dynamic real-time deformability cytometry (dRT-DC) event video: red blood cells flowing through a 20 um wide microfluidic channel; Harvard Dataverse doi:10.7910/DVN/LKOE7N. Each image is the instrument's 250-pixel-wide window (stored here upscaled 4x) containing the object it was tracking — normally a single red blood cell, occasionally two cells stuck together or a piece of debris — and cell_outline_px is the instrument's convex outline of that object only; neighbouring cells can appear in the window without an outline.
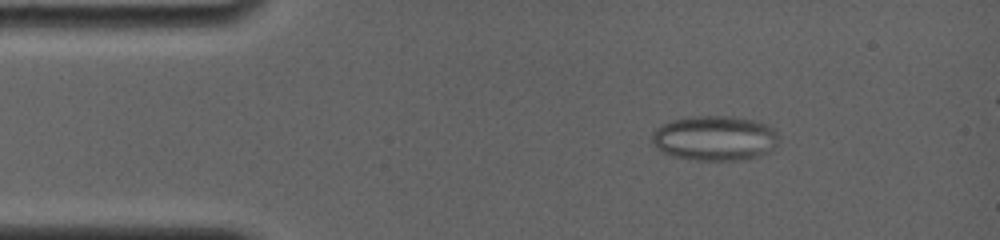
{"species": "common noctule bat (a hibernating species)", "species_latin": "Nyctalus noctula", "temperature_condition": "room temperature", "stored_images_in_passage": 9, "camera_frame_rate_fps": 4000, "um_per_image_px": 0.085, "animal": {"sex": "female", "body_mass_g": 19.0, "forearm_length_mm": 56.7}, "frame": {"image": 1, "passage_image": 1, "time_ms": 0.0, "image_size_px": [1000, 240], "cell_outline_px": [[780, 140], [768, 152], [756, 156], [740, 160], [696, 160], [668, 156], [656, 148], [652, 144], [652, 132], [656, 128], [672, 120], [692, 116], [732, 116], [752, 120], [768, 124], [776, 132]], "centroid_in_image_um": [60.72, 11.75], "position_along_channel_um": 24.3, "area_um2": 33.35}}
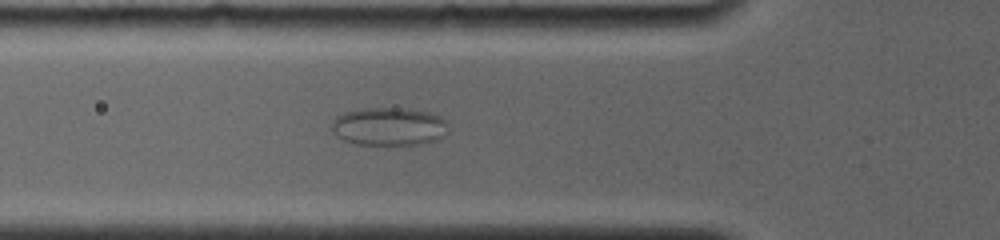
{"frame": {"image": 2, "passage_image": 7, "time_ms": 3.5, "image_size_px": [1000, 240], "cell_outline_px": [[448, 132], [440, 140], [416, 144], [356, 144], [344, 140], [336, 136], [332, 132], [332, 120], [336, 116], [344, 112], [364, 108], [404, 108], [428, 112], [440, 116], [448, 124]], "centroid_in_image_um": [33.07, 10.75], "position_along_channel_um": 92.7, "area_um2": 26.07}}
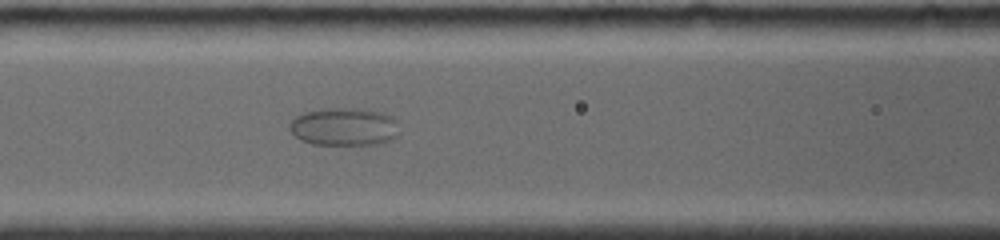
{"frame": {"image": 3, "passage_image": 9, "time_ms": 4.75, "image_size_px": [1000, 240], "cell_outline_px": [[396, 136], [392, 140], [380, 144], [312, 144], [300, 140], [288, 128], [288, 124], [296, 116], [304, 112], [328, 108], [360, 108], [380, 112], [396, 120]], "centroid_in_image_um": [29.21, 10.77], "position_along_channel_um": 137.4, "area_um2": 24.1}}